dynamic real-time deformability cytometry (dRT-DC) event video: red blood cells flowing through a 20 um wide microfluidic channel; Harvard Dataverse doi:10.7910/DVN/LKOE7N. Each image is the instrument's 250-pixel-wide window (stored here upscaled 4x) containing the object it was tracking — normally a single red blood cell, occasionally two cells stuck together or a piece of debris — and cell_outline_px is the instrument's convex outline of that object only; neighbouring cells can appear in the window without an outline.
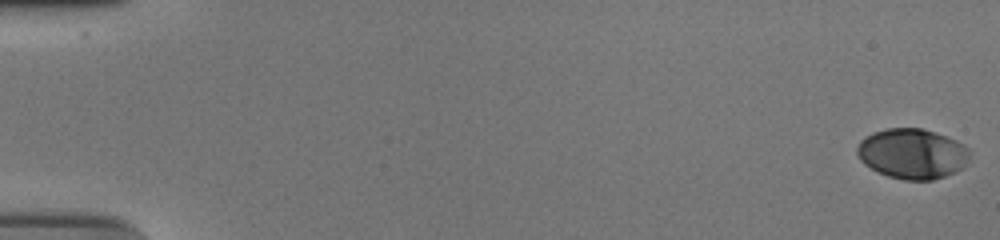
{"species": "human", "species_latin": "Homo sapiens", "temperature_condition": "cold", "stored_images_in_passage": 56, "camera_frame_rate_fps": 3000, "um_per_image_px": 0.085, "donor": {"sex": "male"}, "frame": {"image": 1, "passage_image": 1, "time_ms": 0.0, "image_size_px": [1000, 240], "cell_outline_px": [[972, 152], [964, 168], [956, 172], [932, 180], [904, 180], [888, 176], [876, 172], [864, 164], [860, 160], [856, 152], [856, 148], [860, 140], [864, 136], [872, 132], [884, 128], [924, 128], [948, 136], [964, 144]], "centroid_in_image_um": [77.55, 13.05], "position_along_channel_um": 7.5, "area_um2": 33.64}}
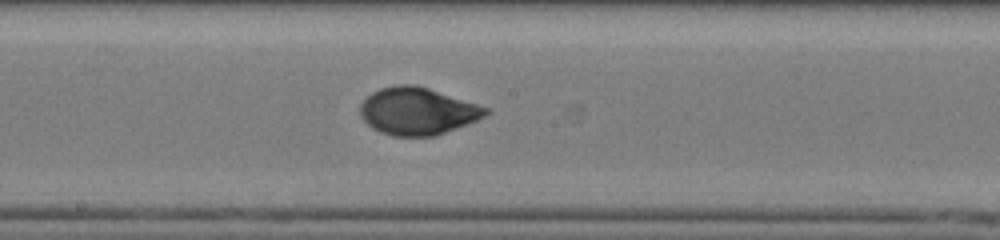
{"frame": {"image": 2, "passage_image": 32, "time_ms": 10.333, "image_size_px": [1000, 240], "cell_outline_px": [[492, 112], [476, 120], [436, 136], [392, 136], [380, 132], [372, 128], [360, 116], [360, 104], [372, 92], [380, 88], [396, 84], [412, 84], [428, 88], [488, 108]], "centroid_in_image_um": [35.45, 9.45], "position_along_channel_um": 212.7, "area_um2": 34.39}}
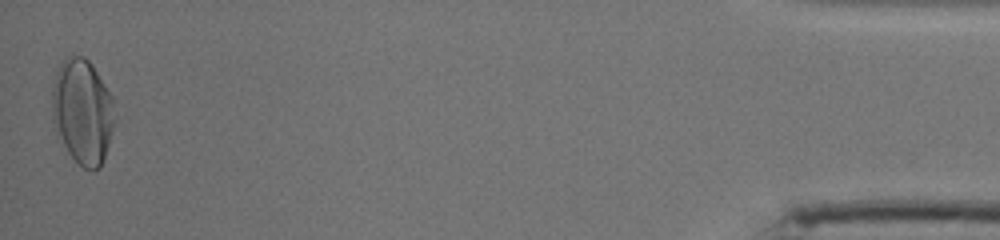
{"frame": {"image": 3, "passage_image": 56, "time_ms": 18.333, "image_size_px": [1000, 240], "cell_outline_px": [[116, 120], [100, 168], [92, 172], [84, 168], [68, 152], [56, 136], [52, 120], [52, 88], [56, 72], [60, 64], [72, 52], [84, 56], [92, 64], [112, 96], [116, 116]], "centroid_in_image_um": [7.0, 9.46], "position_along_channel_um": 428.2, "area_um2": 38.9}, "authors_computed_cell_mechanics": {"area_um2": 33.6396, "velocity_mm_per_s": 3.7274, "shape_relaxation_time_tau1_ms": 5.6165, "shape_relaxation_time_tau2_ms": 0.9324, "deformation_change_tau1": 0.2054, "deformation_change_tau2": 0.0415}}